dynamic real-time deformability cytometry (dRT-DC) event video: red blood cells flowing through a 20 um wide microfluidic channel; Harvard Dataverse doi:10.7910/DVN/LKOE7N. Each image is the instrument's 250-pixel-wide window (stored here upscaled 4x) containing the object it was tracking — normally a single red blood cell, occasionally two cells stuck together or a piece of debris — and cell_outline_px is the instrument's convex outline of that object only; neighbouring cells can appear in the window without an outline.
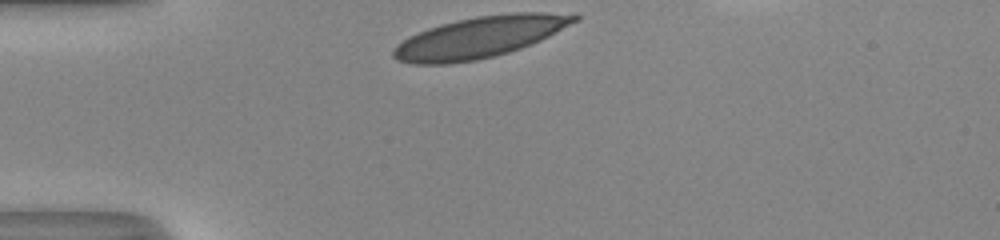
{"species": "human", "species_latin": "Homo sapiens", "temperature_condition": "room temperature", "stored_images_in_passage": 28, "camera_frame_rate_fps": 3000, "um_per_image_px": 0.085, "donor": {"sex": "male"}, "frame": {"image": 1, "passage_image": 1, "time_ms": 0.0, "image_size_px": [1000, 240], "cell_outline_px": [[580, 20], [540, 40], [520, 48], [508, 52], [476, 60], [448, 64], [416, 64], [396, 60], [392, 56], [392, 52], [396, 44], [428, 28], [440, 24], [456, 20], [476, 16], [512, 12], [544, 12], [580, 16]], "centroid_in_image_um": [40.76, 3.16], "position_along_channel_um": 44.2, "area_um2": 43.12}}
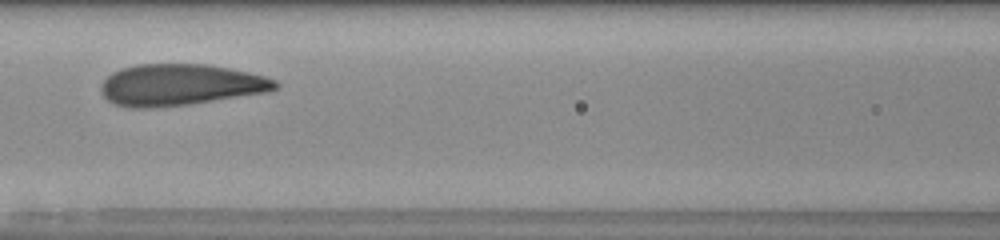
{"frame": {"image": 2, "passage_image": 11, "time_ms": 3.333, "image_size_px": [1000, 240], "cell_outline_px": [[280, 84], [276, 88], [264, 92], [188, 104], [152, 108], [132, 108], [112, 104], [104, 96], [100, 88], [100, 84], [112, 72], [120, 68], [136, 64], [208, 64], [248, 72], [264, 76], [276, 80]], "centroid_in_image_um": [15.26, 7.2], "position_along_channel_um": 151.3, "area_um2": 41.96}}
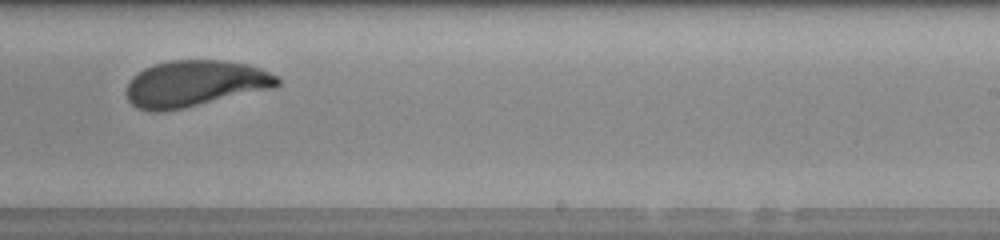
{"frame": {"image": 3, "passage_image": 20, "time_ms": 6.333, "image_size_px": [1000, 240], "cell_outline_px": [[280, 84], [272, 88], [184, 108], [160, 112], [152, 112], [136, 108], [128, 100], [128, 84], [132, 76], [144, 68], [152, 64], [168, 60], [224, 60], [248, 64], [260, 68], [280, 76]], "centroid_in_image_um": [16.57, 7.09], "position_along_channel_um": 272.4, "area_um2": 40.86}, "authors_computed_cell_mechanics": {"area_um2": 41.7894, "velocity_mm_per_s": 4.0567, "shape_relaxation_time_tau1_ms": 3.4701, "shape_relaxation_time_tau2_ms": null, "deformation_change_tau1": 0.1373, "deformation_change_tau2": null}}